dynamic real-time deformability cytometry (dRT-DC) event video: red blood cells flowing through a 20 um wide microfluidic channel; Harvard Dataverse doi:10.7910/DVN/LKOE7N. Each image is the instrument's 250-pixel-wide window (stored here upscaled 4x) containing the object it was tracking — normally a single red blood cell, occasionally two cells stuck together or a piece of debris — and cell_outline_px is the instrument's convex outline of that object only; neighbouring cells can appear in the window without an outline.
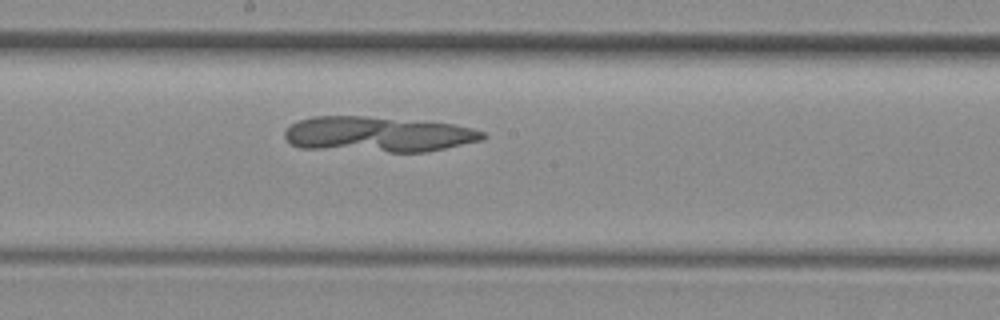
{"species": "common noctule bat (a hibernating species)", "species_latin": "Nyctalus noctula", "temperature_condition": "room temperature", "stored_images_in_passage": 43, "camera_frame_rate_fps": 3000, "um_per_image_px": 0.085, "animal": {"sex": "female", "body_mass_g": 29.2, "forearm_length_mm": 56.3}, "frame": {"image": 1, "passage_image": 20, "time_ms": 6.333, "image_size_px": [1000, 320], "cell_outline_px": [[488, 136], [484, 140], [424, 152], [388, 152], [300, 148], [292, 144], [284, 136], [284, 132], [292, 124], [300, 120], [312, 116], [364, 116], [452, 124], [472, 128], [484, 132]], "centroid_in_image_um": [32.13, 11.42], "position_along_channel_um": 216.1, "area_um2": 40.81}}
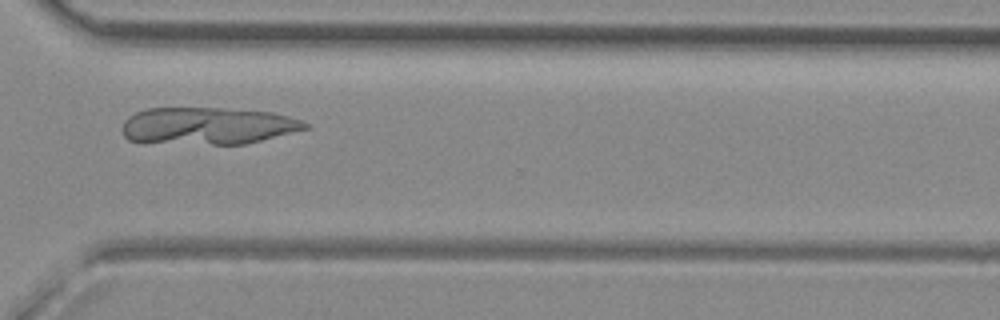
{"frame": {"image": 2, "passage_image": 30, "time_ms": 9.667, "image_size_px": [1000, 320], "cell_outline_px": [[308, 128], [244, 144], [212, 144], [128, 140], [124, 136], [120, 128], [124, 120], [128, 116], [136, 112], [148, 108], [224, 108], [272, 112], [288, 116], [300, 120], [308, 124]], "centroid_in_image_um": [17.63, 10.68], "position_along_channel_um": 353.0, "area_um2": 39.13}}
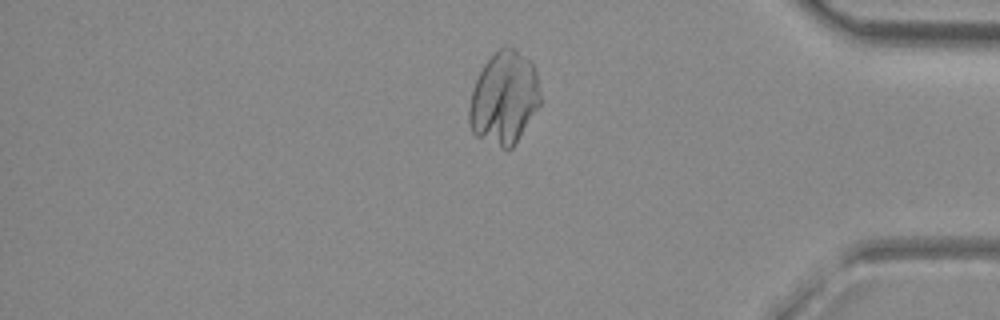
{"frame": {"image": 3, "passage_image": 35, "time_ms": 11.333, "image_size_px": [1000, 320], "cell_outline_px": [[540, 104], [512, 148], [508, 152], [476, 136], [472, 132], [468, 120], [468, 108], [472, 88], [484, 64], [500, 48], [516, 48], [532, 60], [536, 68], [540, 96]], "centroid_in_image_um": [42.84, 8.34], "position_along_channel_um": 392.4, "area_um2": 38.73}}